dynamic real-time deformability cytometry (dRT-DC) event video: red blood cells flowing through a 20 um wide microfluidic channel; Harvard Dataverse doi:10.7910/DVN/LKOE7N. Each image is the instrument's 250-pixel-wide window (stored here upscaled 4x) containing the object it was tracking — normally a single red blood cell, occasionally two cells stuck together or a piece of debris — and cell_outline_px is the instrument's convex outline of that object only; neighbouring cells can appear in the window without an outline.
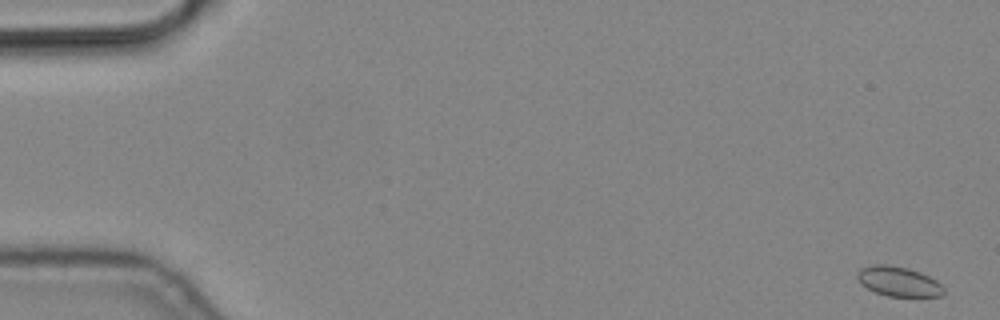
{"species": "common noctule bat (a hibernating species)", "species_latin": "Nyctalus noctula", "temperature_condition": "cold", "stored_images_in_passage": 6, "camera_frame_rate_fps": 3000, "um_per_image_px": 0.085, "animal": {"sex": "male", "body_mass_g": 19.2, "forearm_length_mm": 51.8}, "frame": {"image": 1, "passage_image": 1, "time_ms": 0.0, "image_size_px": [1000, 320], "cell_outline_px": [[944, 292], [940, 296], [888, 296], [876, 292], [860, 284], [856, 276], [856, 272], [860, 268], [876, 264], [888, 264], [908, 268], [920, 272], [936, 280], [944, 288]], "centroid_in_image_um": [76.34, 23.91], "position_along_channel_um": 8.7, "area_um2": 14.97}}
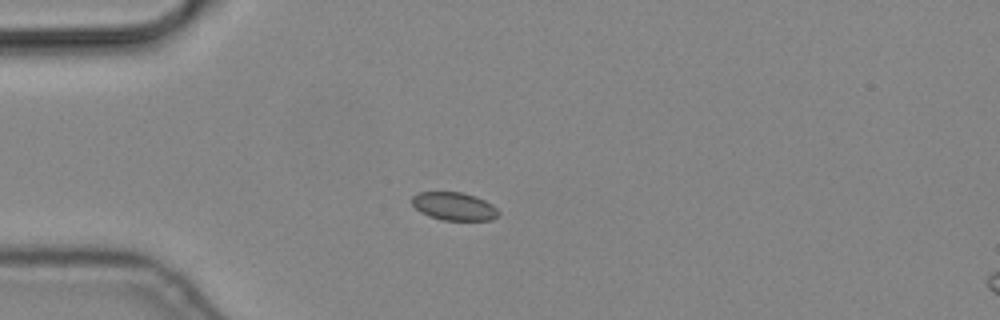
{"frame": {"image": 2, "passage_image": 5, "time_ms": 1.333, "image_size_px": [1000, 320], "cell_outline_px": [[500, 216], [492, 220], [444, 220], [428, 216], [420, 212], [412, 204], [412, 196], [420, 192], [460, 192], [476, 196], [492, 204], [500, 212]], "centroid_in_image_um": [38.62, 17.54], "position_along_channel_um": 46.4, "area_um2": 14.22}}